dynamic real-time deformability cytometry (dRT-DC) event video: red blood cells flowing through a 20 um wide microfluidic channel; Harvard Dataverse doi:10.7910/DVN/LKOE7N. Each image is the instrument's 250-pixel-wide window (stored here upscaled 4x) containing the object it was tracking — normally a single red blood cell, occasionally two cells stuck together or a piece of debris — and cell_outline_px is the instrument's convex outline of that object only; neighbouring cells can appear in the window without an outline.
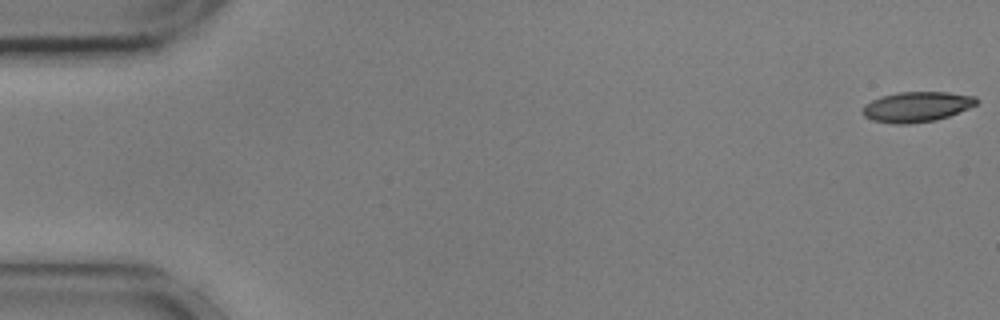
{"species": "common noctule bat (a hibernating species)", "species_latin": "Nyctalus noctula", "temperature_condition": "cold", "stored_images_in_passage": 55, "camera_frame_rate_fps": 3000, "um_per_image_px": 0.085, "animal": {"sex": "male", "body_mass_g": 17.9, "forearm_length_mm": 54.2}, "frame": {"image": 1, "passage_image": 1, "time_ms": 0.0, "image_size_px": [1000, 320], "cell_outline_px": [[980, 100], [976, 104], [968, 108], [948, 116], [936, 120], [908, 124], [896, 124], [872, 120], [864, 116], [860, 112], [872, 100], [884, 96], [900, 92], [948, 92], [976, 96]], "centroid_in_image_um": [77.95, 9.08], "position_along_channel_um": 7.0, "area_um2": 19.88}}
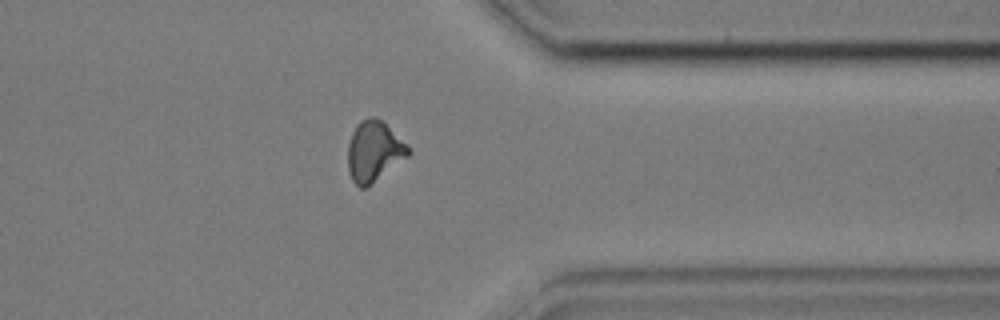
{"frame": {"image": 2, "passage_image": 44, "time_ms": 14.333, "image_size_px": [1000, 320], "cell_outline_px": [[412, 152], [408, 156], [364, 188], [360, 188], [352, 180], [348, 172], [348, 144], [352, 132], [356, 124], [360, 120], [368, 116], [372, 116], [380, 120]], "centroid_in_image_um": [31.72, 12.86], "position_along_channel_um": 379.7, "area_um2": 20.63}}
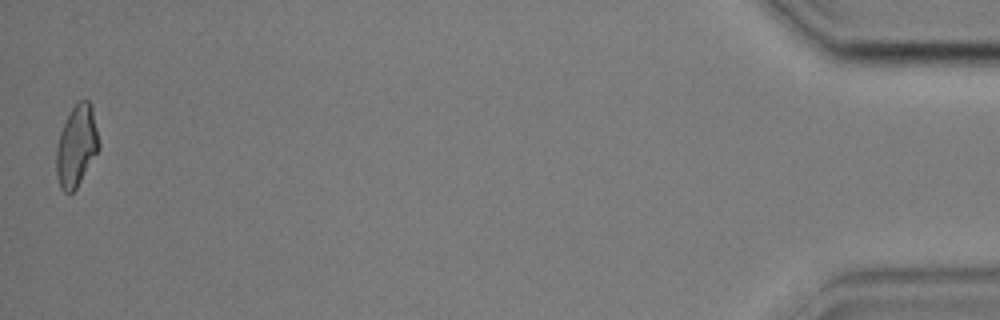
{"frame": {"image": 3, "passage_image": 55, "time_ms": 18.0, "image_size_px": [1000, 320], "cell_outline_px": [[100, 148], [76, 188], [72, 192], [64, 192], [60, 188], [56, 176], [56, 148], [60, 132], [72, 108], [80, 100], [88, 100], [92, 104], [100, 144]], "centroid_in_image_um": [6.51, 12.41], "position_along_channel_um": 428.7, "area_um2": 20.11}, "authors_computed_cell_mechanics": {"area_um2": 20.6924, "velocity_mm_per_s": 3.6174, "shape_relaxation_time_tau1_ms": 4.9343, "shape_relaxation_time_tau2_ms": 3.7587, "deformation_change_tau1": 0.176, "deformation_change_tau2": 0.117}}